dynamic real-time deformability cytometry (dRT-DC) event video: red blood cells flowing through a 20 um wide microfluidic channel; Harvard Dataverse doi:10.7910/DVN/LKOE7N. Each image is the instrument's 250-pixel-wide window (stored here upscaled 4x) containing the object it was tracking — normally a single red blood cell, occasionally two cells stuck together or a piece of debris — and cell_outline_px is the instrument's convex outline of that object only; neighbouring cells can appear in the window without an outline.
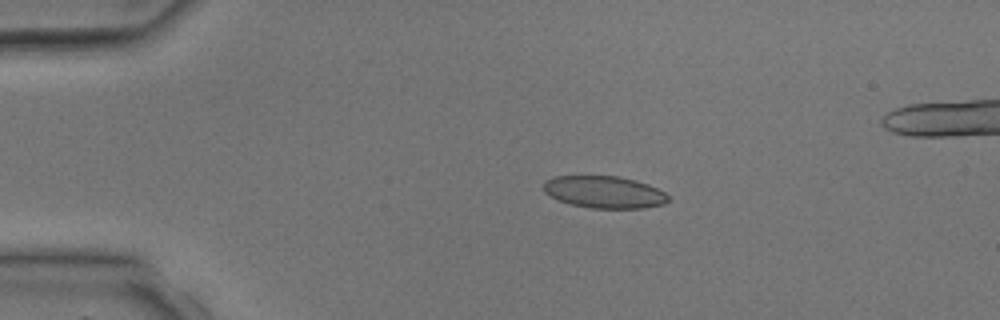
{"species": "common noctule bat (a hibernating species)", "species_latin": "Nyctalus noctula", "temperature_condition": "room temperature", "stored_images_in_passage": 4, "camera_frame_rate_fps": 3000, "um_per_image_px": 0.085, "animal": {"sex": "male", "body_mass_g": 17.9, "forearm_length_mm": 54.2}, "frame": {"image": 1, "passage_image": 2, "time_ms": 1.333, "image_size_px": [1000, 320], "cell_outline_px": [[668, 200], [664, 204], [644, 208], [592, 208], [572, 204], [560, 200], [544, 192], [544, 180], [552, 176], [620, 176], [636, 180], [648, 184], [664, 192], [668, 196]], "centroid_in_image_um": [51.36, 16.31], "position_along_channel_um": 33.6, "area_um2": 23.24}}